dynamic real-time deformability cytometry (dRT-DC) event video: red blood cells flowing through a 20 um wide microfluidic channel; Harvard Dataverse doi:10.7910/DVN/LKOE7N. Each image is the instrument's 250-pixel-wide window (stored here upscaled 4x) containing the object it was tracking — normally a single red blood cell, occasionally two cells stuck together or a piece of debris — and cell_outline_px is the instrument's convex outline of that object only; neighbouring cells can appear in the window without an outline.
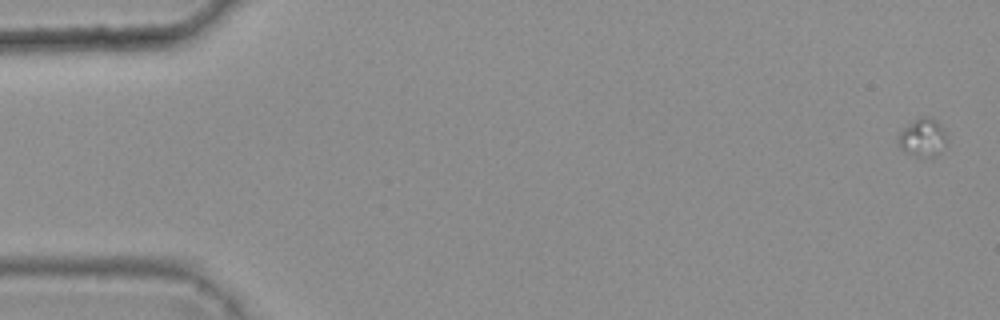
{"species": "common noctule bat (a hibernating species)", "species_latin": "Nyctalus noctula", "temperature_condition": "warm", "stored_images_in_passage": 2, "camera_frame_rate_fps": 3000, "um_per_image_px": 0.085, "animal": {"sex": "female", "body_mass_g": 25.1}, "frame": {"image": 1, "passage_image": 1, "time_ms": 0.0, "image_size_px": [1000, 320], "cell_outline_px": [[948, 144], [932, 160], [916, 156], [904, 152], [900, 148], [896, 140], [900, 132], [904, 128], [920, 116], [928, 116], [936, 120], [940, 124], [948, 136]], "centroid_in_image_um": [78.47, 11.74], "position_along_channel_um": 6.5, "area_um2": 11.33}}